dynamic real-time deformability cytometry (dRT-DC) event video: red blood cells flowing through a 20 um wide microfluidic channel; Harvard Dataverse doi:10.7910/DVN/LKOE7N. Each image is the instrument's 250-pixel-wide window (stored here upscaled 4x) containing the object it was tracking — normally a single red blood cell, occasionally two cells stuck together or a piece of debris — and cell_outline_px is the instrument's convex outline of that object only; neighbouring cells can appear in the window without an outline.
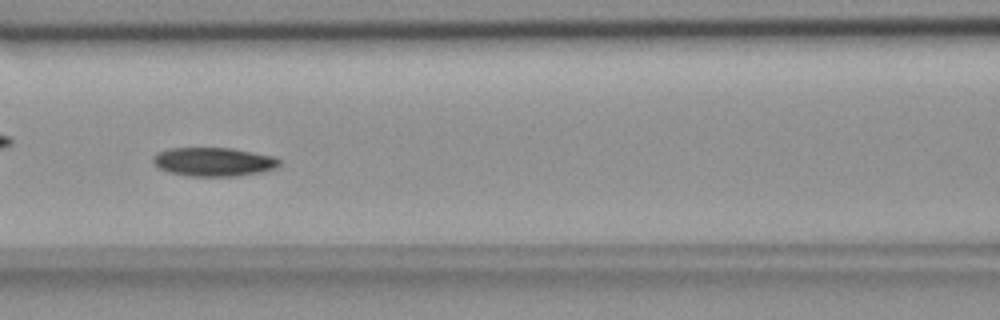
{"species": "common noctule bat (a hibernating species)", "species_latin": "Nyctalus noctula", "temperature_condition": "room temperature", "stored_images_in_passage": 47, "camera_frame_rate_fps": 3000, "um_per_image_px": 0.085, "animal": {"sex": "female", "body_mass_g": 18.4}, "frame": {"image": 1, "passage_image": 16, "time_ms": 5.0, "image_size_px": [1000, 320], "cell_outline_px": [[280, 164], [276, 168], [260, 172], [236, 176], [188, 176], [168, 172], [160, 168], [152, 160], [152, 156], [168, 148], [232, 148], [272, 156], [280, 160]], "centroid_in_image_um": [18.15, 13.75], "position_along_channel_um": 148.5, "area_um2": 21.04}}
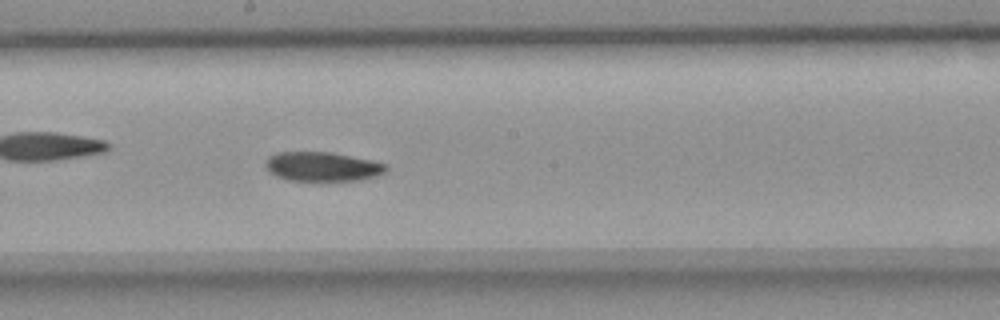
{"frame": {"image": 2, "passage_image": 22, "time_ms": 7.0, "image_size_px": [1000, 320], "cell_outline_px": [[388, 172], [368, 180], [288, 180], [276, 176], [268, 172], [264, 164], [264, 160], [268, 156], [276, 152], [332, 152], [372, 160], [388, 164]], "centroid_in_image_um": [27.43, 14.16], "position_along_channel_um": 220.8, "area_um2": 21.04}}
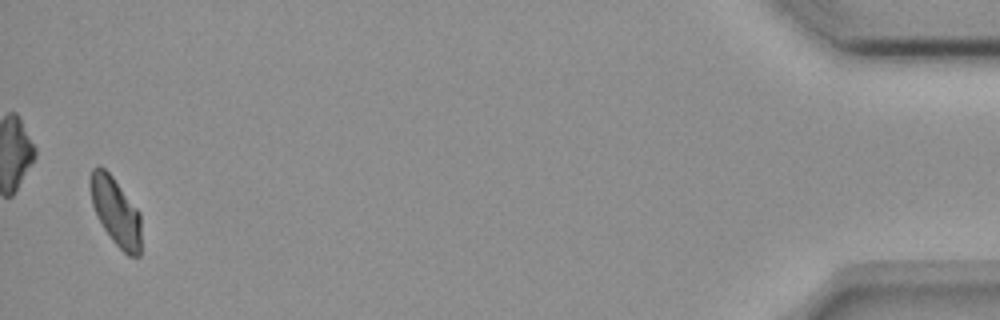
{"frame": {"image": 3, "passage_image": 46, "time_ms": 15.0, "image_size_px": [1000, 320], "cell_outline_px": [[140, 256], [128, 256], [112, 240], [104, 228], [92, 204], [88, 184], [92, 168], [100, 164], [112, 176], [140, 212]], "centroid_in_image_um": [9.82, 17.94], "position_along_channel_um": 425.4, "area_um2": 20.06}}